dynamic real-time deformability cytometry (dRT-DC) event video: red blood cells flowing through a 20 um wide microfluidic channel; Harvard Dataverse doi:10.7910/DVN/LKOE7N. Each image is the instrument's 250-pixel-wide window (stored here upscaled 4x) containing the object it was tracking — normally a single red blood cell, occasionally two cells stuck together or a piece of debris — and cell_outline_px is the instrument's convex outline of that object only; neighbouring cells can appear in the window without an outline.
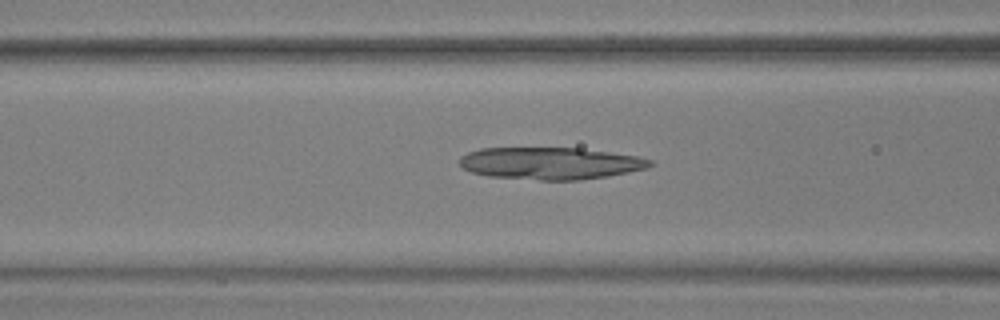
{"species": "common noctule bat (a hibernating species)", "species_latin": "Nyctalus noctula", "temperature_condition": "warm", "stored_images_in_passage": 53, "camera_frame_rate_fps": 3000, "um_per_image_px": 0.085, "animal": {"sex": "male", "body_mass_g": 17.9, "forearm_length_mm": 54.2}, "frame": {"image": 1, "passage_image": 20, "time_ms": 6.333, "image_size_px": [1000, 320], "cell_outline_px": [[652, 164], [648, 168], [608, 176], [580, 180], [540, 180], [488, 176], [472, 172], [464, 168], [460, 164], [460, 156], [468, 152], [480, 148], [580, 148], [636, 156], [652, 160]], "centroid_in_image_um": [46.77, 13.88], "position_along_channel_um": 119.8, "area_um2": 35.55}}
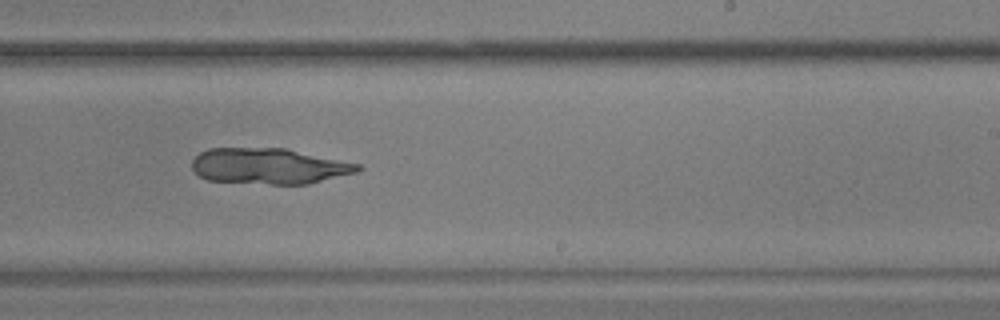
{"frame": {"image": 2, "passage_image": 32, "time_ms": 10.333, "image_size_px": [1000, 320], "cell_outline_px": [[364, 168], [356, 172], [308, 184], [268, 184], [208, 180], [200, 176], [192, 168], [192, 160], [200, 152], [208, 148], [284, 148], [360, 164]], "centroid_in_image_um": [22.85, 14.12], "position_along_channel_um": 266.1, "area_um2": 34.45}}
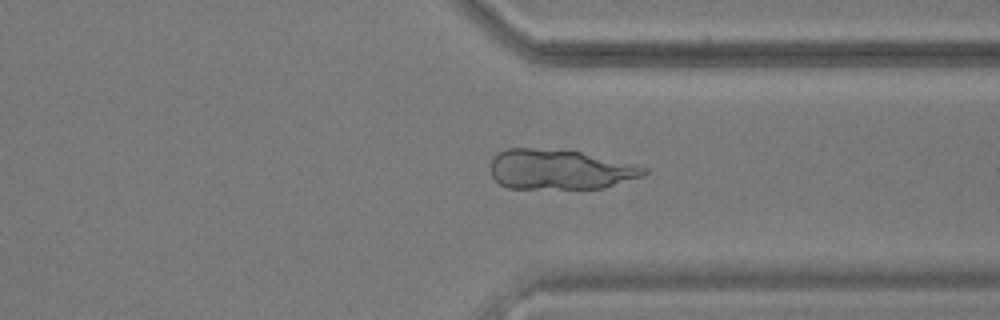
{"frame": {"image": 3, "passage_image": 40, "time_ms": 13.0, "image_size_px": [1000, 320], "cell_outline_px": [[648, 172], [644, 176], [604, 188], [508, 188], [500, 184], [492, 176], [492, 160], [500, 152], [508, 148], [532, 148], [580, 152], [648, 168]], "centroid_in_image_um": [47.6, 14.42], "position_along_channel_um": 363.8, "area_um2": 35.2}}